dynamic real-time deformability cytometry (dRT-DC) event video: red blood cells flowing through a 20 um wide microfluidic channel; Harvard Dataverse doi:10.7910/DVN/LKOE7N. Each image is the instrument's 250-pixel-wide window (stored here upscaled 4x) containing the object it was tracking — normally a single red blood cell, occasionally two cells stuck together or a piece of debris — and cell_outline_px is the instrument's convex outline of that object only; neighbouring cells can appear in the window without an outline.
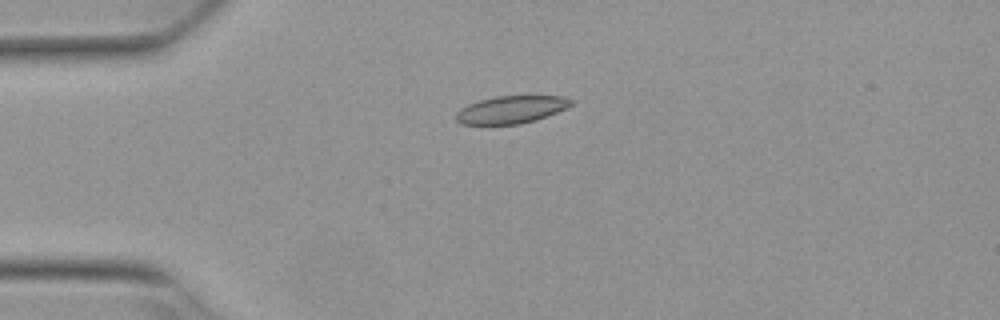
{"species": "Egyptian fruit bat (a non-hibernating species)", "species_latin": "Rousettus aegyptiacus", "temperature_condition": "warm", "stored_images_in_passage": 41, "camera_frame_rate_fps": 3000, "um_per_image_px": 0.085, "animal": {"sex": "female"}, "frame": {"image": 1, "passage_image": 1, "time_ms": 0.0, "image_size_px": [1000, 320], "cell_outline_px": [[572, 104], [568, 108], [536, 120], [520, 124], [460, 124], [456, 120], [456, 112], [460, 108], [468, 104], [480, 100], [496, 96], [564, 96], [572, 100]], "centroid_in_image_um": [43.45, 9.31], "position_along_channel_um": 41.5, "area_um2": 18.5}}
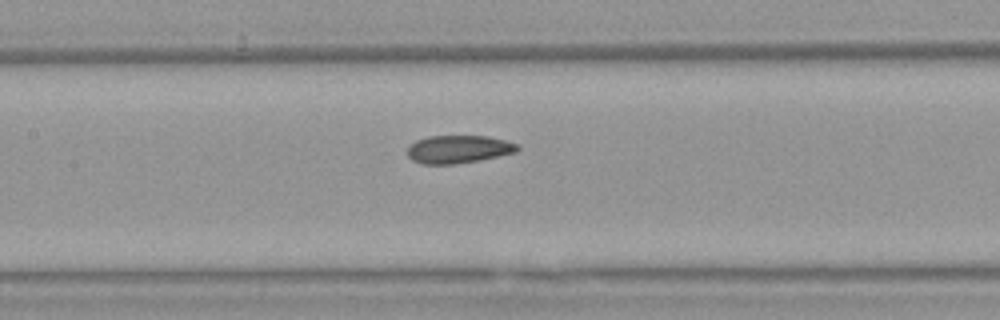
{"frame": {"image": 2, "passage_image": 13, "time_ms": 4.0, "image_size_px": [1000, 320], "cell_outline_px": [[520, 148], [516, 152], [480, 160], [456, 164], [420, 164], [412, 160], [408, 156], [408, 148], [416, 140], [428, 136], [488, 136], [520, 144]], "centroid_in_image_um": [38.98, 12.69], "position_along_channel_um": 168.4, "area_um2": 17.98}}
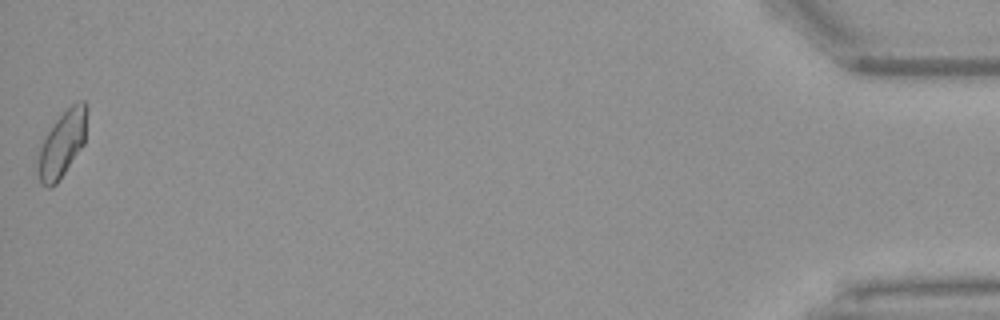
{"frame": {"image": 3, "passage_image": 41, "time_ms": 13.333, "image_size_px": [1000, 320], "cell_outline_px": [[88, 108], [84, 144], [56, 184], [52, 188], [48, 188], [40, 184], [36, 172], [36, 156], [40, 144], [56, 120], [72, 104], [80, 100], [84, 100]], "centroid_in_image_um": [5.24, 12.27], "position_along_channel_um": 430.0, "area_um2": 19.19}, "authors_computed_cell_mechanics": {"area_um2": 18.0336, "velocity_mm_per_s": 3.8465, "shape_relaxation_time_tau1_ms": null, "shape_relaxation_time_tau2_ms": 2.2257, "deformation_change_tau1": null, "deformation_change_tau2": 0.0738}}